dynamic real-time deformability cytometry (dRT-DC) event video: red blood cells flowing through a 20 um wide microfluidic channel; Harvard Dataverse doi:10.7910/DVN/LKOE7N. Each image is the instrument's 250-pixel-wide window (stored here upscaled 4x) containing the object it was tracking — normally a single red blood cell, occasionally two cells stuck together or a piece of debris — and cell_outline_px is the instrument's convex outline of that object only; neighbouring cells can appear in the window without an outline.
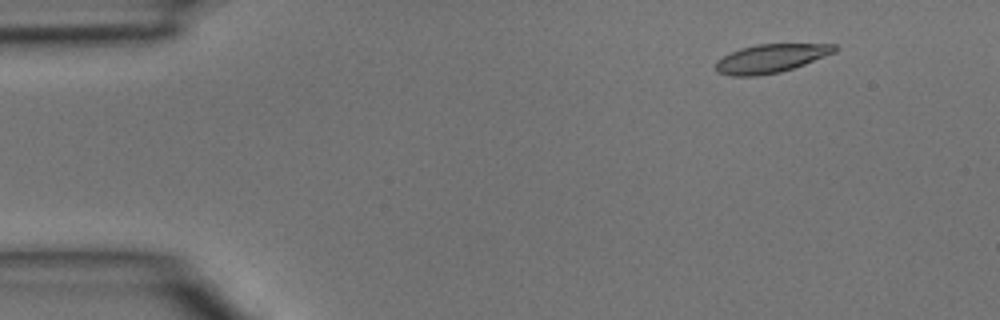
{"species": "common noctule bat (a hibernating species)", "species_latin": "Nyctalus noctula", "temperature_condition": "room temperature", "stored_images_in_passage": 44, "camera_frame_rate_fps": 3000, "um_per_image_px": 0.085, "animal": {"sex": "male", "body_mass_g": 15.6}, "frame": {"image": 1, "passage_image": 5, "time_ms": 1.333, "image_size_px": [1000, 320], "cell_outline_px": [[840, 48], [836, 52], [804, 64], [780, 72], [756, 76], [732, 76], [716, 72], [716, 60], [740, 48], [756, 44], [836, 44]], "centroid_in_image_um": [65.53, 4.96], "position_along_channel_um": 19.5, "area_um2": 19.77}}
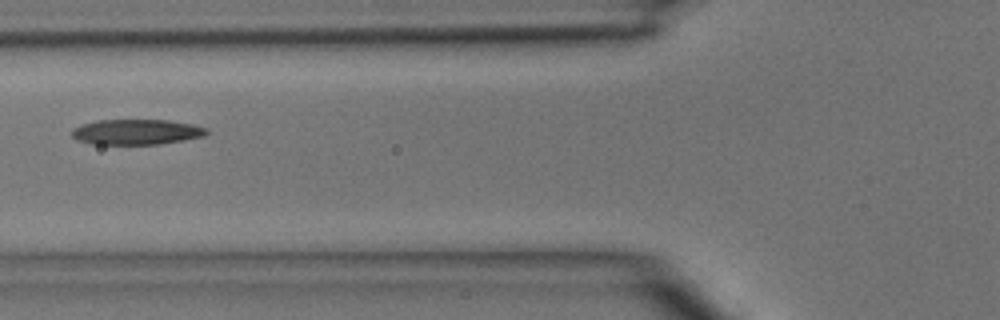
{"frame": {"image": 2, "passage_image": 17, "time_ms": 5.333, "image_size_px": [1000, 320], "cell_outline_px": [[208, 132], [204, 136], [184, 140], [160, 144], [92, 144], [76, 140], [72, 136], [72, 128], [80, 124], [96, 120], [168, 120], [192, 124], [208, 128]], "centroid_in_image_um": [11.57, 11.21], "position_along_channel_um": 114.2, "area_um2": 20.06}}
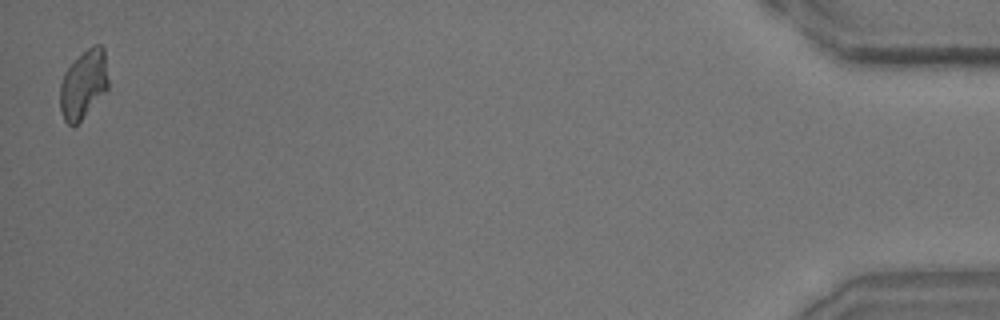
{"frame": {"image": 3, "passage_image": 44, "time_ms": 14.333, "image_size_px": [1000, 320], "cell_outline_px": [[108, 88], [80, 120], [72, 128], [64, 120], [60, 108], [60, 84], [64, 72], [92, 44], [100, 44], [104, 48], [108, 80]], "centroid_in_image_um": [7.09, 7.16], "position_along_channel_um": 428.1, "area_um2": 18.96}}